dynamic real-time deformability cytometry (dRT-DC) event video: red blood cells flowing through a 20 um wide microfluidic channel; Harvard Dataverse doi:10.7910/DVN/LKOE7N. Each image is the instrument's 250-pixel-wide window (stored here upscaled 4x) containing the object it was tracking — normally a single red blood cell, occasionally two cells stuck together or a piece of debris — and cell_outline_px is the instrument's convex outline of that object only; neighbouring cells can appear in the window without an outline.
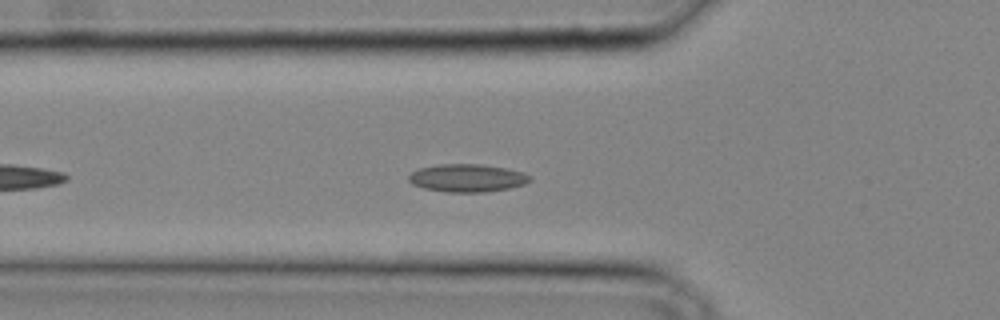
{"species": "common noctule bat (a hibernating species)", "species_latin": "Nyctalus noctula", "temperature_condition": "cold", "stored_images_in_passage": 25, "camera_frame_rate_fps": 3000, "um_per_image_px": 0.085, "animal": {"sex": "male", "body_mass_g": 20.4}, "frame": {"image": 1, "passage_image": 2, "time_ms": 0.333, "image_size_px": [1000, 320], "cell_outline_px": [[532, 180], [524, 184], [508, 188], [484, 192], [444, 192], [424, 188], [412, 184], [408, 180], [408, 176], [412, 172], [420, 168], [440, 164], [480, 164], [504, 168], [520, 172], [532, 176]], "centroid_in_image_um": [39.69, 15.13], "position_along_channel_um": 86.1, "area_um2": 19.54}}
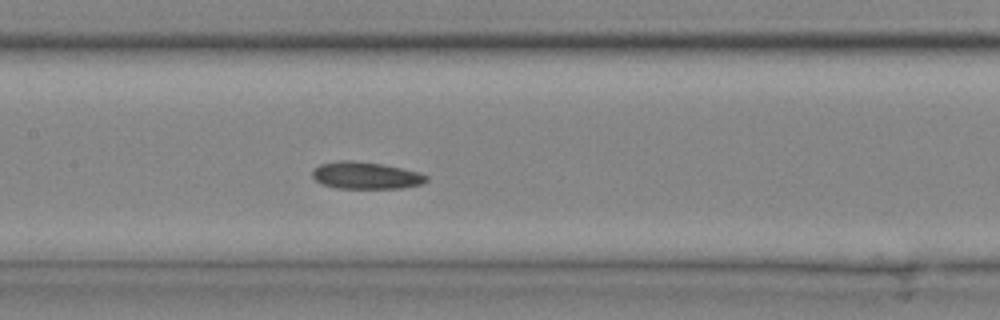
{"frame": {"image": 2, "passage_image": 7, "time_ms": 2.0, "image_size_px": [1000, 320], "cell_outline_px": [[428, 180], [420, 184], [400, 188], [336, 188], [324, 184], [316, 180], [312, 176], [312, 172], [320, 164], [340, 160], [352, 160], [384, 164], [416, 172], [428, 176]], "centroid_in_image_um": [31.08, 14.91], "position_along_channel_um": 176.3, "area_um2": 17.74}}
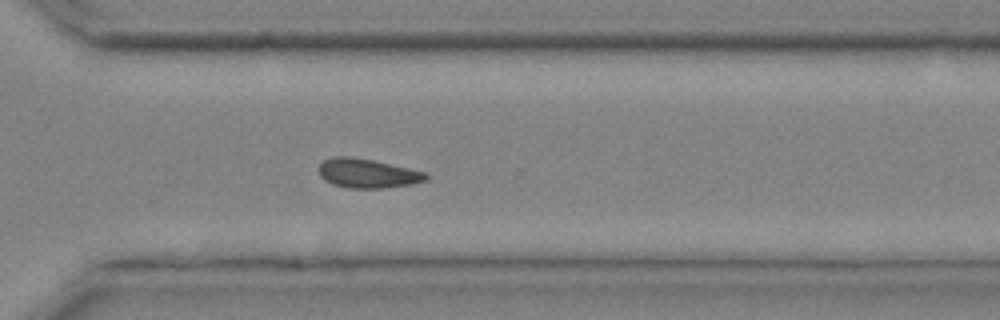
{"frame": {"image": 3, "passage_image": 16, "time_ms": 5.0, "image_size_px": [1000, 320], "cell_outline_px": [[428, 180], [412, 184], [384, 188], [348, 188], [332, 184], [324, 180], [320, 176], [320, 164], [324, 160], [332, 156], [352, 156], [372, 160], [408, 168], [424, 172], [428, 176]], "centroid_in_image_um": [31.22, 14.74], "position_along_channel_um": 339.4, "area_um2": 18.21}}